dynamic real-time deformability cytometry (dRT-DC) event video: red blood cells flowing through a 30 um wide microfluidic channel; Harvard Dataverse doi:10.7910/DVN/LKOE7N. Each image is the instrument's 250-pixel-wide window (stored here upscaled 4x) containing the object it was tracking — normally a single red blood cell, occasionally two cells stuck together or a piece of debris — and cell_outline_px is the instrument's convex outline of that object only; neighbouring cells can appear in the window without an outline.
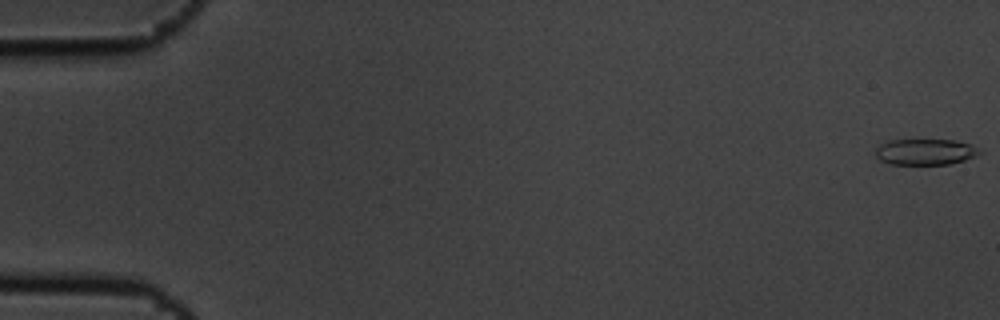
{"species": "common noctule bat (a hibernating species)", "species_latin": "Nyctalus noctula", "temperature_condition": "cold", "stored_images_in_passage": 4, "camera_frame_rate_fps": 3000, "um_per_image_px": 0.085, "animal": {"sex": "male", "body_mass_g": 19.5, "forearm_length_mm": 54.6}, "frame": {"image": 1, "passage_image": 1, "time_ms": 0.0, "image_size_px": [1000, 320], "cell_outline_px": [[984, 152], [976, 156], [952, 164], [892, 164], [880, 160], [876, 156], [876, 148], [880, 144], [888, 140], [956, 140], [972, 144]], "centroid_in_image_um": [78.7, 12.9], "position_along_channel_um": 6.3, "area_um2": 15.9}}